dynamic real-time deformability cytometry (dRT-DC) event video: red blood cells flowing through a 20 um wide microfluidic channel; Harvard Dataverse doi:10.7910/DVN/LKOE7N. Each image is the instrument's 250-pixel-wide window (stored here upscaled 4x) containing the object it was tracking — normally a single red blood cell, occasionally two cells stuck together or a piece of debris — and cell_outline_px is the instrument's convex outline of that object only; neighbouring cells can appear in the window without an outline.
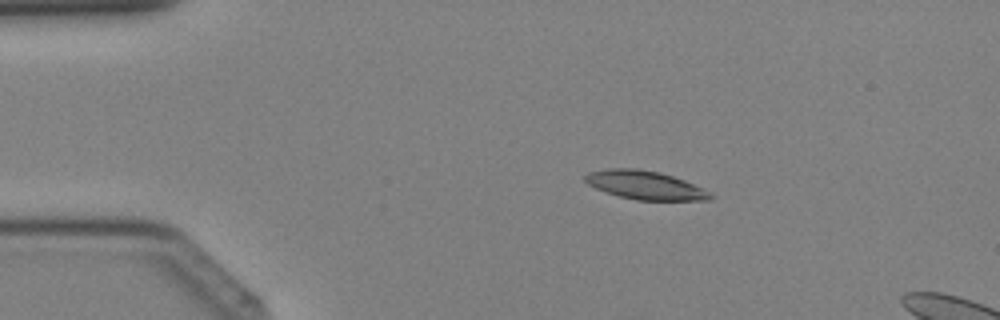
{"species": "Egyptian fruit bat (a non-hibernating species)", "species_latin": "Rousettus aegyptiacus", "temperature_condition": "cold", "stored_images_in_passage": 11, "camera_frame_rate_fps": 3000, "um_per_image_px": 0.085, "animal": {"sex": "female"}, "frame": {"image": 1, "passage_image": 7, "time_ms": 2.0, "image_size_px": [1000, 320], "cell_outline_px": [[716, 196], [712, 200], [636, 200], [620, 196], [596, 188], [588, 184], [584, 180], [584, 176], [588, 172], [608, 168], [636, 168], [660, 172], [684, 180]], "centroid_in_image_um": [54.82, 15.73], "position_along_channel_um": 30.2, "area_um2": 20.69}}